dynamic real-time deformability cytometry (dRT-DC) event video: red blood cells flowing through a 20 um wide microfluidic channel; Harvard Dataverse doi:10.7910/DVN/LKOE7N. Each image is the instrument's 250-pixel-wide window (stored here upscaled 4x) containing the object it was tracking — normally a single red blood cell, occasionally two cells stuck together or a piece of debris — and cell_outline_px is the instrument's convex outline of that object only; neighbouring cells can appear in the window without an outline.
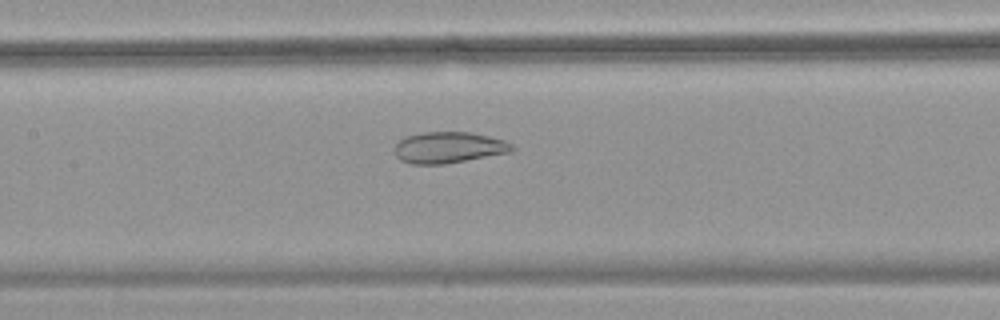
{"species": "common noctule bat (a hibernating species)", "species_latin": "Nyctalus noctula", "temperature_condition": "warm", "stored_images_in_passage": 34, "camera_frame_rate_fps": 3000, "um_per_image_px": 0.085, "animal": {"sex": "female", "body_mass_g": 18.4}, "frame": {"image": 1, "passage_image": 15, "time_ms": 4.667, "image_size_px": [1000, 320], "cell_outline_px": [[516, 148], [512, 152], [444, 164], [412, 164], [400, 160], [396, 156], [392, 148], [404, 136], [424, 132], [468, 132], [488, 136], [504, 140], [512, 144]], "centroid_in_image_um": [38.11, 12.54], "position_along_channel_um": 169.3, "area_um2": 21.5}}
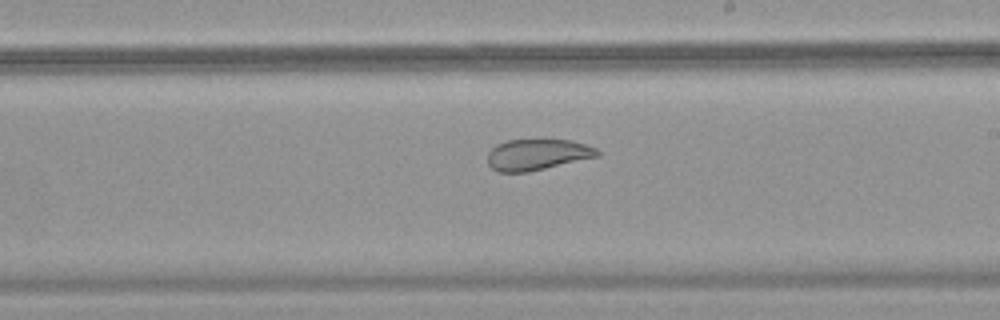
{"frame": {"image": 2, "passage_image": 21, "time_ms": 6.667, "image_size_px": [1000, 320], "cell_outline_px": [[600, 156], [528, 172], [496, 172], [488, 164], [488, 152], [496, 144], [508, 140], [572, 140], [596, 148], [600, 152]], "centroid_in_image_um": [45.66, 13.14], "position_along_channel_um": 243.3, "area_um2": 19.88}}
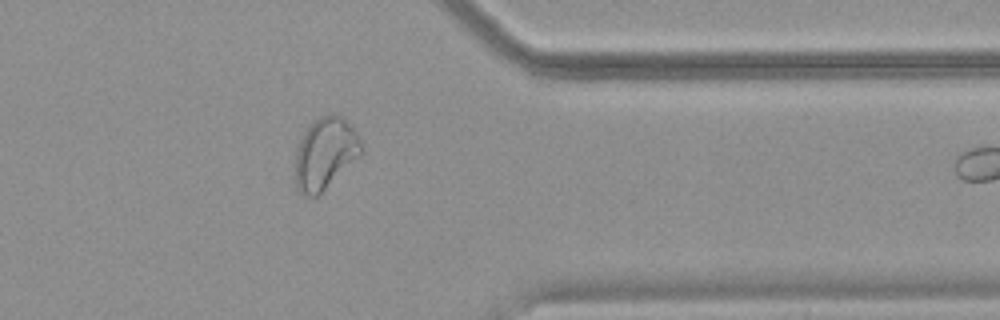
{"frame": {"image": 3, "passage_image": 33, "time_ms": 10.667, "image_size_px": [1000, 320], "cell_outline_px": [[364, 152], [360, 156], [316, 196], [304, 196], [300, 192], [296, 184], [296, 148], [304, 132], [312, 120], [320, 116], [332, 112], [336, 112], [344, 116], [348, 120], [356, 132], [364, 148]], "centroid_in_image_um": [27.67, 12.96], "position_along_channel_um": 383.7, "area_um2": 27.74}}